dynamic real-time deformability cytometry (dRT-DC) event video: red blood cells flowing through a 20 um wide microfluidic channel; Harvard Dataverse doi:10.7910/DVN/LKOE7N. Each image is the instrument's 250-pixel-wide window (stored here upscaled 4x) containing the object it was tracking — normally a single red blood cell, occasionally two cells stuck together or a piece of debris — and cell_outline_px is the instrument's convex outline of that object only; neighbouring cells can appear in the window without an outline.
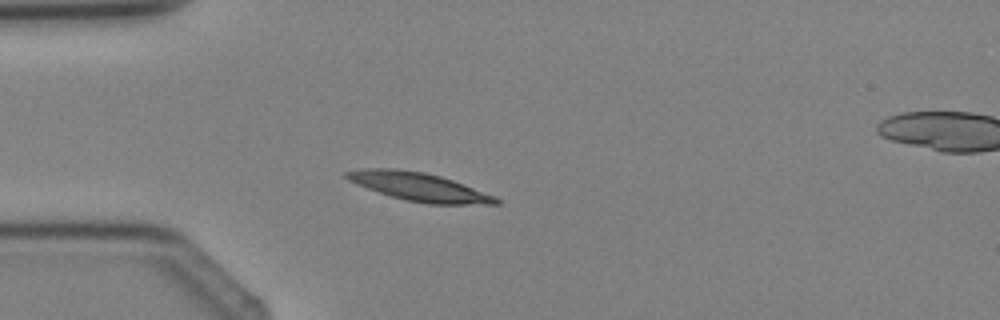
{"species": "Egyptian fruit bat (a non-hibernating species)", "species_latin": "Rousettus aegyptiacus", "temperature_condition": "cold", "stored_images_in_passage": 4, "segment_of_instrument_passage": [1, 2], "camera_frame_rate_fps": 3000, "um_per_image_px": 0.085, "animal": {"sex": "female"}, "frame": {"image": 1, "passage_image": 3, "time_ms": 2.333, "image_size_px": [1000, 320], "cell_outline_px": [[500, 204], [428, 204], [408, 200], [392, 196], [356, 184], [348, 180], [344, 176], [344, 172], [364, 168], [396, 168], [424, 172], [440, 176], [464, 184], [496, 196], [500, 200]], "centroid_in_image_um": [35.63, 15.87], "position_along_channel_um": 49.4, "area_um2": 24.51}}